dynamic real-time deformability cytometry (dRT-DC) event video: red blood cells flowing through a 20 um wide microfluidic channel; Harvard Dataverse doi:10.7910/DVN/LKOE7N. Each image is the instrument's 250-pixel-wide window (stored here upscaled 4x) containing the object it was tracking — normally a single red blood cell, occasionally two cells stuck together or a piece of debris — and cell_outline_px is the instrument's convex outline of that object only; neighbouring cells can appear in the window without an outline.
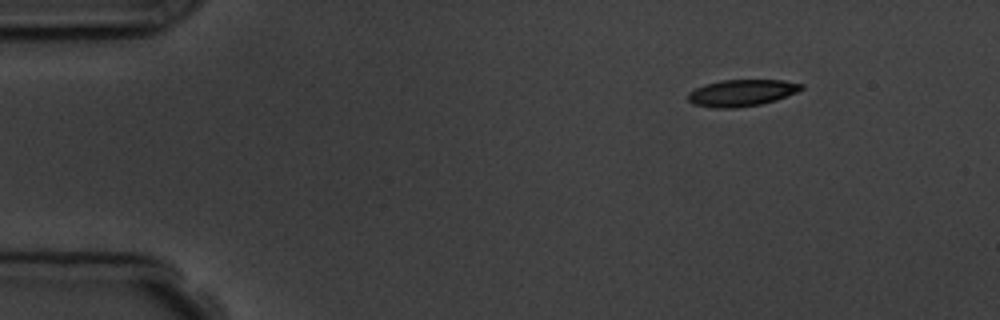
{"species": "common noctule bat (a hibernating species)", "species_latin": "Nyctalus noctula", "temperature_condition": "room temperature", "stored_images_in_passage": 6, "camera_frame_rate_fps": 3000, "um_per_image_px": 0.085, "animal": {"sex": "male", "body_mass_g": 19.5, "forearm_length_mm": 54.6}, "frame": {"image": 1, "passage_image": 1, "time_ms": 0.0, "image_size_px": [1000, 320], "cell_outline_px": [[804, 88], [796, 92], [776, 100], [760, 104], [736, 108], [712, 108], [692, 104], [688, 100], [688, 92], [704, 84], [720, 80], [784, 80], [804, 84]], "centroid_in_image_um": [63.02, 7.89], "position_along_channel_um": 22.0, "area_um2": 17.74}}
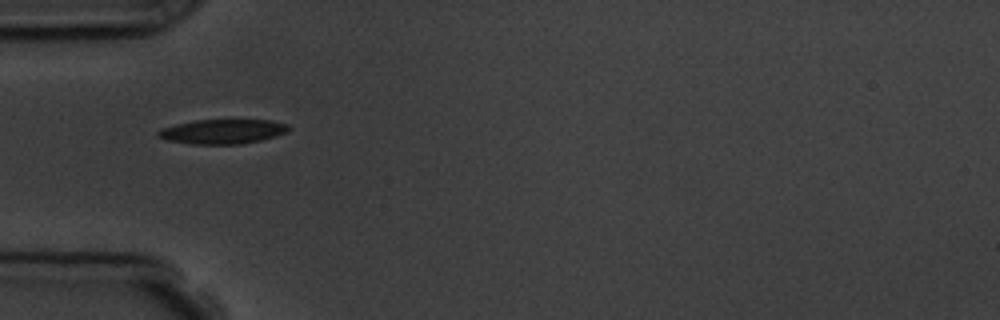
{"frame": {"image": 2, "passage_image": 4, "time_ms": 3.333, "image_size_px": [1000, 320], "cell_outline_px": [[292, 128], [288, 132], [276, 136], [260, 140], [240, 144], [192, 144], [168, 140], [156, 136], [156, 132], [160, 128], [176, 124], [196, 120], [272, 120], [288, 124]], "centroid_in_image_um": [18.94, 11.17], "position_along_channel_um": 66.1, "area_um2": 18.79}}